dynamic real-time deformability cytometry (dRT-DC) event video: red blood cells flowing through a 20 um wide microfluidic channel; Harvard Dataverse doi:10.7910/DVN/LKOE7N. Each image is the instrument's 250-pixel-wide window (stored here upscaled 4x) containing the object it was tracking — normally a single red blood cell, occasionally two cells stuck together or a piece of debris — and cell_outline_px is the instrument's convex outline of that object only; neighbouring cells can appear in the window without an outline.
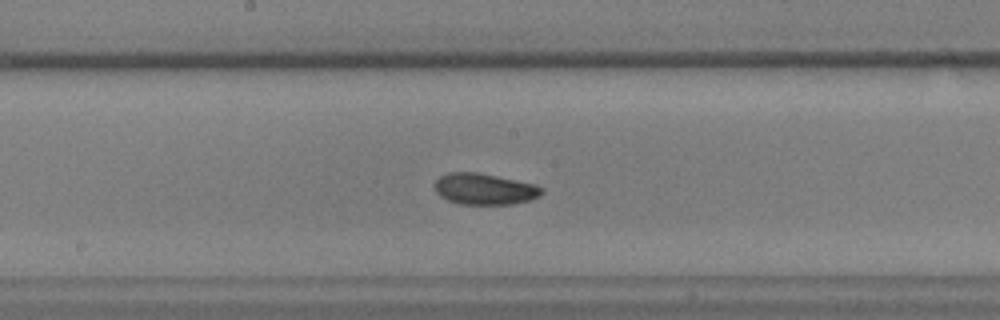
{"species": "common noctule bat (a hibernating species)", "species_latin": "Nyctalus noctula", "temperature_condition": "warm", "stored_images_in_passage": 41, "camera_frame_rate_fps": 3000, "um_per_image_px": 0.085, "animal": {"sex": "male", "body_mass_g": 17.9, "forearm_length_mm": 54.2}, "frame": {"image": 1, "passage_image": 17, "time_ms": 5.333, "image_size_px": [1000, 320], "cell_outline_px": [[544, 192], [540, 196], [532, 200], [512, 204], [460, 204], [448, 200], [440, 196], [436, 192], [436, 180], [440, 176], [448, 172], [476, 172], [536, 184], [544, 188]], "centroid_in_image_um": [41.23, 16.07], "position_along_channel_um": 207.0, "area_um2": 19.54}}
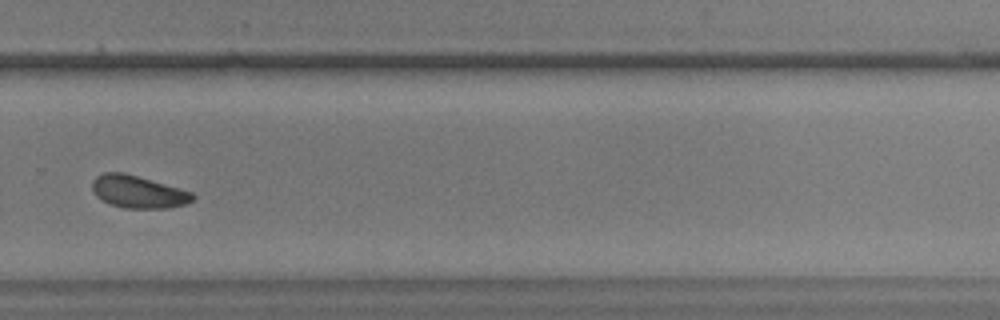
{"frame": {"image": 2, "passage_image": 25, "time_ms": 8.0, "image_size_px": [1000, 320], "cell_outline_px": [[196, 196], [188, 204], [168, 208], [124, 208], [100, 200], [92, 192], [92, 180], [96, 176], [104, 172], [124, 172], [180, 188], [192, 192]], "centroid_in_image_um": [11.73, 16.3], "position_along_channel_um": 318.1, "area_um2": 19.19}}
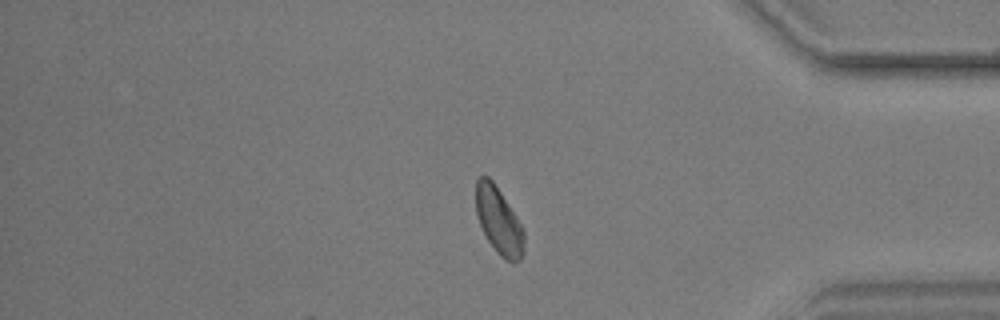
{"frame": {"image": 3, "passage_image": 32, "time_ms": 10.333, "image_size_px": [1000, 320], "cell_outline_px": [[524, 256], [520, 260], [512, 264], [504, 260], [496, 252], [488, 240], [480, 224], [476, 212], [476, 180], [480, 176], [488, 176], [492, 180], [516, 216], [524, 232]], "centroid_in_image_um": [42.41, 18.82], "position_along_channel_um": 392.8, "area_um2": 18.73}}